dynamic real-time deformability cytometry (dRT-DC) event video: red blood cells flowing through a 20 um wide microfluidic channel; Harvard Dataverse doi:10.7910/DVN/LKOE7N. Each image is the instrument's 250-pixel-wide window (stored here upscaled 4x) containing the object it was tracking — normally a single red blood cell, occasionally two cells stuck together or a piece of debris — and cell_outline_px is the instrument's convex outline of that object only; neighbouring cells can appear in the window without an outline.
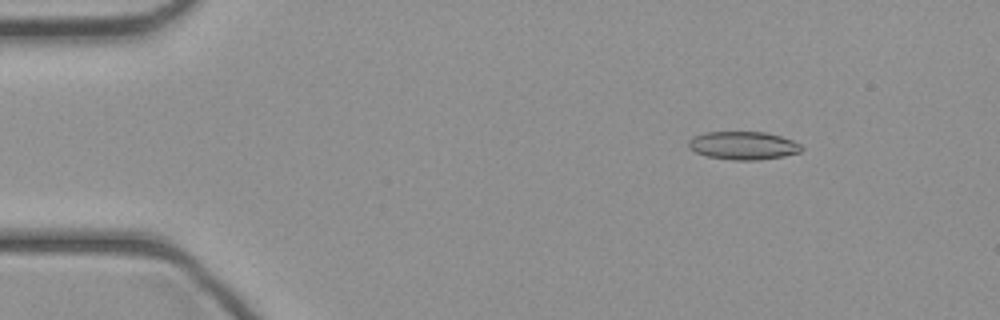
{"species": "common noctule bat (a hibernating species)", "species_latin": "Nyctalus noctula", "temperature_condition": "cold", "stored_images_in_passage": 44, "camera_frame_rate_fps": 3000, "um_per_image_px": 0.085, "animal": {"sex": "female", "body_mass_g": 21.9}, "frame": {"image": 1, "passage_image": 6, "time_ms": 1.667, "image_size_px": [1000, 320], "cell_outline_px": [[804, 148], [800, 152], [784, 156], [760, 160], [732, 160], [708, 156], [696, 152], [688, 148], [688, 140], [692, 136], [704, 132], [764, 132], [780, 136], [792, 140], [800, 144]], "centroid_in_image_um": [63.16, 12.37], "position_along_channel_um": 21.8, "area_um2": 18.61}}
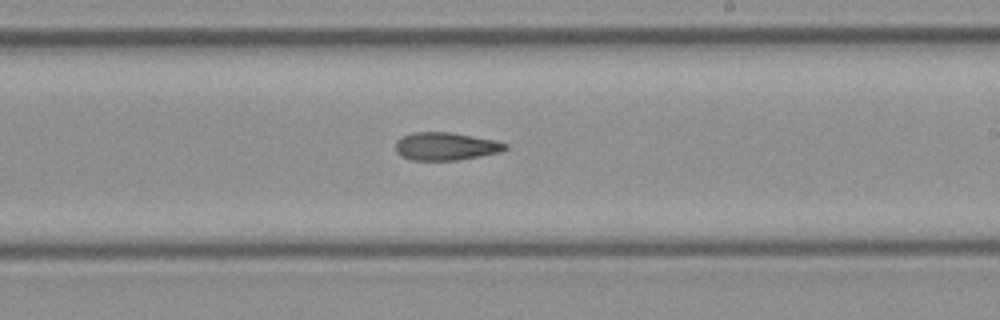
{"frame": {"image": 2, "passage_image": 26, "time_ms": 8.333, "image_size_px": [1000, 320], "cell_outline_px": [[508, 148], [500, 152], [480, 156], [456, 160], [412, 160], [396, 152], [396, 140], [412, 132], [452, 132], [496, 140], [508, 144]], "centroid_in_image_um": [37.92, 12.43], "position_along_channel_um": 251.1, "area_um2": 17.8}}
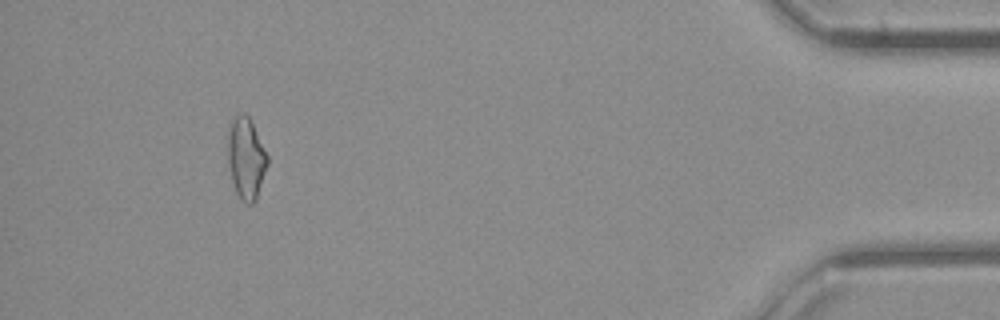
{"frame": {"image": 3, "passage_image": 41, "time_ms": 13.333, "image_size_px": [1000, 320], "cell_outline_px": [[268, 164], [256, 200], [252, 204], [248, 204], [240, 200], [236, 192], [232, 180], [228, 160], [228, 124], [232, 116], [244, 112], [248, 116], [268, 156]], "centroid_in_image_um": [20.9, 13.44], "position_along_channel_um": 414.3, "area_um2": 18.84}}